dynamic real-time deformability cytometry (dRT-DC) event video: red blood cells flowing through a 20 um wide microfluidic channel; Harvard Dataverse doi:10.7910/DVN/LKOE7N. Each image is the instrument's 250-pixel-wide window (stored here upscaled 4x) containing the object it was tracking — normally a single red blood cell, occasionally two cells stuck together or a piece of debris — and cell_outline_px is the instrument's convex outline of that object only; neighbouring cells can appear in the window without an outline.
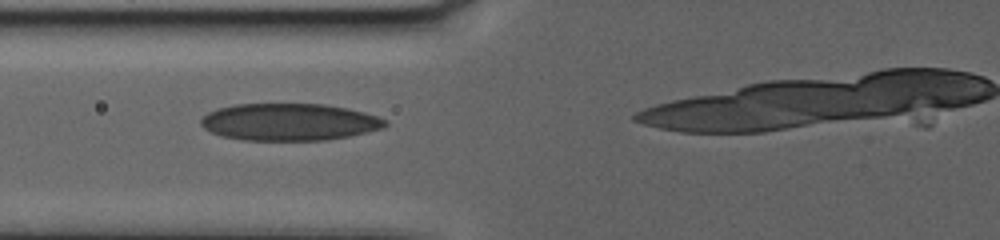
{"species": "human", "species_latin": "Homo sapiens", "temperature_condition": "warm", "stored_images_in_passage": 83, "camera_frame_rate_fps": 3000, "um_per_image_px": 0.085, "donor": {"sex": "female"}, "frame": {"image": 1, "passage_image": 37, "time_ms": 12.0, "image_size_px": [1000, 240], "cell_outline_px": [[388, 124], [384, 128], [368, 132], [328, 140], [244, 140], [220, 136], [204, 128], [200, 124], [200, 120], [208, 112], [216, 108], [236, 104], [324, 104], [348, 108], [364, 112], [388, 120]], "centroid_in_image_um": [24.59, 10.37], "position_along_channel_um": 101.2, "area_um2": 40.06}}
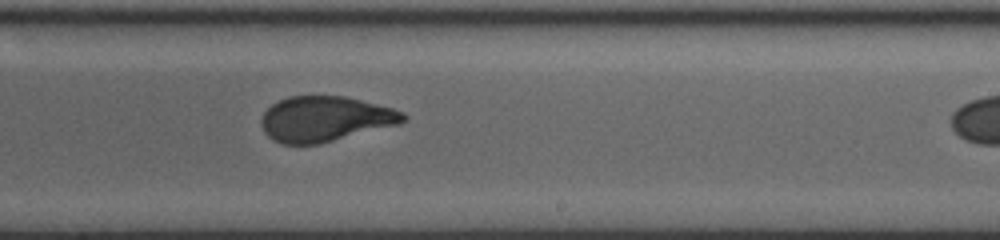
{"frame": {"image": 2, "passage_image": 60, "time_ms": 19.667, "image_size_px": [1000, 240], "cell_outline_px": [[408, 116], [400, 124], [320, 144], [284, 144], [272, 140], [264, 132], [260, 124], [260, 120], [264, 112], [272, 104], [288, 96], [344, 96], [392, 108], [404, 112]], "centroid_in_image_um": [27.62, 10.12], "position_along_channel_um": 261.4, "area_um2": 37.51}}
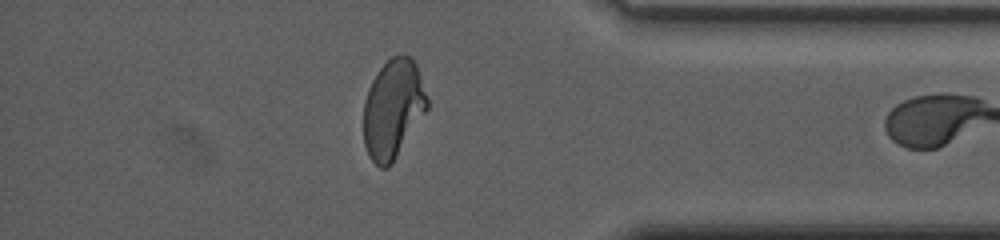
{"frame": {"image": 3, "passage_image": 82, "time_ms": 27.0, "image_size_px": [1000, 240], "cell_outline_px": [[428, 108], [392, 164], [388, 168], [380, 168], [368, 156], [364, 144], [364, 100], [368, 88], [376, 72], [392, 56], [400, 52], [404, 52], [412, 56], [416, 64], [428, 96]], "centroid_in_image_um": [33.41, 9.22], "position_along_channel_um": 401.8, "area_um2": 37.11}}